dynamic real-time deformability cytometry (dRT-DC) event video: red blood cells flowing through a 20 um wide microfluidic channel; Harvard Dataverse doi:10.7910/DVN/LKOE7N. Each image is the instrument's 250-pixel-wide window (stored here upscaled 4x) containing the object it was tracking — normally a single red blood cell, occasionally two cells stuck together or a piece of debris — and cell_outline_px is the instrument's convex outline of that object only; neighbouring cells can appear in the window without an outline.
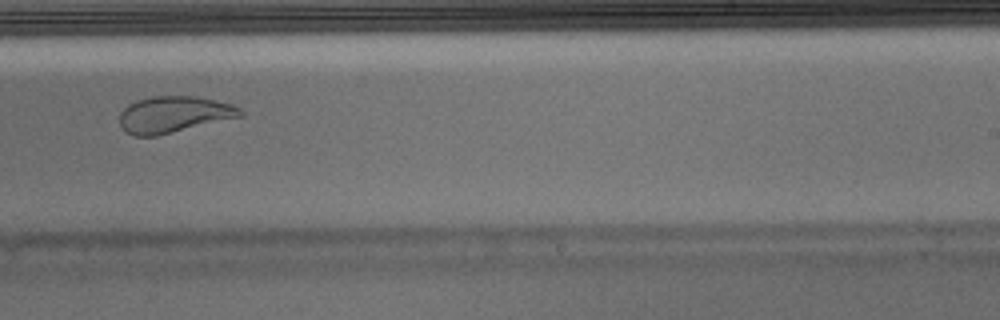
{"species": "Egyptian fruit bat (a non-hibernating species)", "species_latin": "Rousettus aegyptiacus", "temperature_condition": "warm", "stored_images_in_passage": 46, "camera_frame_rate_fps": 3000, "um_per_image_px": 0.085, "animal": {"sex": "male"}, "frame": {"image": 1, "passage_image": 27, "time_ms": 8.667, "image_size_px": [1000, 320], "cell_outline_px": [[244, 116], [156, 136], [136, 136], [128, 132], [120, 124], [120, 112], [128, 104], [136, 100], [156, 96], [196, 96], [216, 100], [232, 104], [240, 108], [244, 112]], "centroid_in_image_um": [14.81, 9.72], "position_along_channel_um": 274.2, "area_um2": 25.61}, "authors_computed_cell_mechanics": {"area_um2": 27.8018, "velocity_mm_per_s": 3.975, "shape_relaxation_time_tau1_ms": null, "shape_relaxation_time_tau2_ms": 1.1807, "deformation_change_tau1": null, "deformation_change_tau2": 0.0596}}